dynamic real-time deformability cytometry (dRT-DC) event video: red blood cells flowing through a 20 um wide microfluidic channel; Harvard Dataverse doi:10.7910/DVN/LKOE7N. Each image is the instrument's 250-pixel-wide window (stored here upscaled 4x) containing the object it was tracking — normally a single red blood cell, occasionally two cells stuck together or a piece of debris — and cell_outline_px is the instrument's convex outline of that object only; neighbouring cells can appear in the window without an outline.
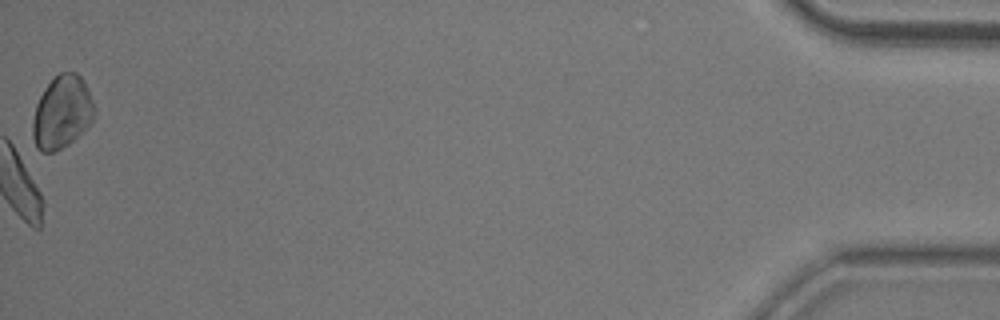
{"species": "common noctule bat (a hibernating species)", "species_latin": "Nyctalus noctula", "temperature_condition": "room temperature", "stored_images_in_passage": 38, "camera_frame_rate_fps": 3000, "um_per_image_px": 0.085, "animal": {"sex": "male", "body_mass_g": 20.5, "forearm_length_mm": 52.5}, "frame": {"image": 1, "passage_image": 38, "time_ms": 12.333, "image_size_px": [1000, 320], "cell_outline_px": [[96, 112], [92, 120], [68, 144], [56, 152], [40, 152], [36, 148], [32, 136], [32, 120], [36, 104], [44, 88], [60, 72], [76, 72], [84, 80], [96, 108]], "centroid_in_image_um": [5.25, 9.54], "position_along_channel_um": 429.9, "area_um2": 26.18}, "authors_computed_cell_mechanics": {"area_um2": 20.1433, "velocity_mm_per_s": 3.8217, "shape_relaxation_time_tau1_ms": 3.889, "shape_relaxation_time_tau2_ms": 1.6516, "deformation_change_tau1": 0.1164, "deformation_change_tau2": 0.0976}}